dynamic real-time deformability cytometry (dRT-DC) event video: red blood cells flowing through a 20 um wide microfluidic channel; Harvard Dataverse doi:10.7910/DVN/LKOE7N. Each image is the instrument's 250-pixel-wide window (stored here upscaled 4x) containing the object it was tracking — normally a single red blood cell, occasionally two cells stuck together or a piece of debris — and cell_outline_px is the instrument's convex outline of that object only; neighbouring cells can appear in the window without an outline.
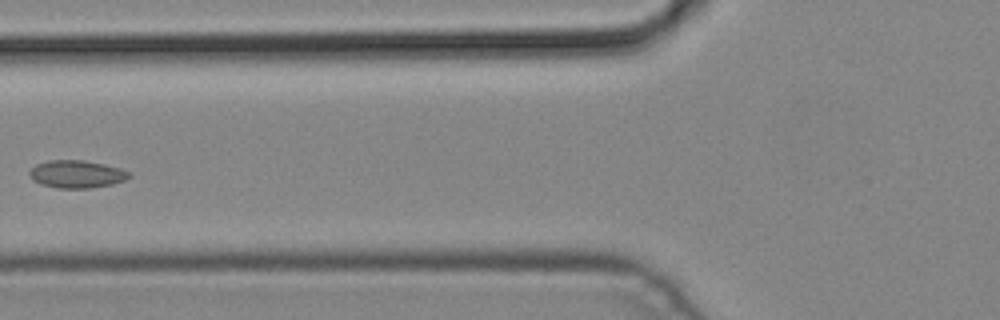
{"species": "common noctule bat (a hibernating species)", "species_latin": "Nyctalus noctula", "temperature_condition": "cold", "stored_images_in_passage": 5, "camera_frame_rate_fps": 3000, "um_per_image_px": 0.085, "animal": {"sex": "male", "body_mass_g": 19.2, "forearm_length_mm": 51.8}, "frame": {"image": 1, "passage_image": 5, "time_ms": 1.333, "image_size_px": [1000, 320], "cell_outline_px": [[132, 176], [124, 180], [112, 184], [88, 188], [56, 188], [40, 184], [32, 180], [28, 172], [36, 164], [48, 160], [84, 160], [104, 164], [120, 168], [128, 172]], "centroid_in_image_um": [6.48, 14.8], "position_along_channel_um": 119.3, "area_um2": 16.07}}